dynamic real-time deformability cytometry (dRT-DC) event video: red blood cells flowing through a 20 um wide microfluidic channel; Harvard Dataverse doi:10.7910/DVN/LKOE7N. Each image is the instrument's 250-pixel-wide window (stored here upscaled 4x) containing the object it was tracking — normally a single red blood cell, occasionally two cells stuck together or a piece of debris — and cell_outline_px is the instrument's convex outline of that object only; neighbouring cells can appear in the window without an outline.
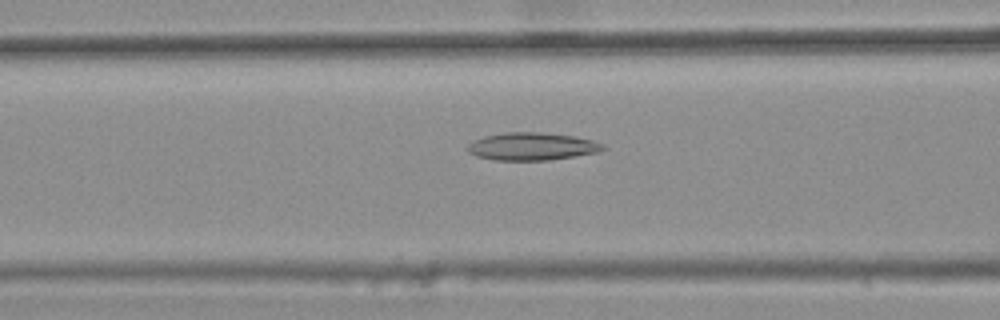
{"species": "common noctule bat (a hibernating species)", "species_latin": "Nyctalus noctula", "temperature_condition": "warm", "stored_images_in_passage": 32, "camera_frame_rate_fps": 3000, "um_per_image_px": 0.085, "animal": {"sex": "female", "body_mass_g": 25.1}, "frame": {"image": 1, "passage_image": 6, "time_ms": 1.667, "image_size_px": [1000, 320], "cell_outline_px": [[608, 148], [596, 152], [548, 160], [496, 160], [476, 156], [468, 152], [464, 148], [472, 140], [484, 136], [504, 132], [540, 132], [576, 136], [592, 140], [604, 144]], "centroid_in_image_um": [45.17, 12.43], "position_along_channel_um": 121.4, "area_um2": 21.96}}
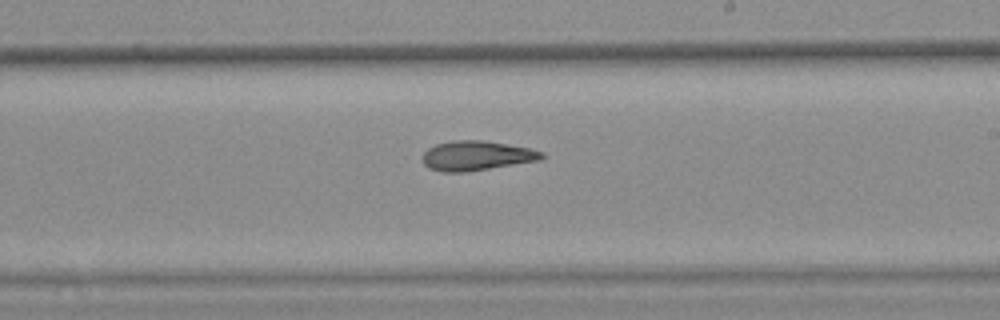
{"frame": {"image": 2, "passage_image": 16, "time_ms": 5.0, "image_size_px": [1000, 320], "cell_outline_px": [[544, 156], [540, 160], [464, 172], [444, 172], [428, 168], [424, 164], [420, 156], [428, 148], [436, 144], [452, 140], [484, 140], [508, 144], [528, 148], [544, 152]], "centroid_in_image_um": [40.46, 13.22], "position_along_channel_um": 248.5, "area_um2": 20.58}}
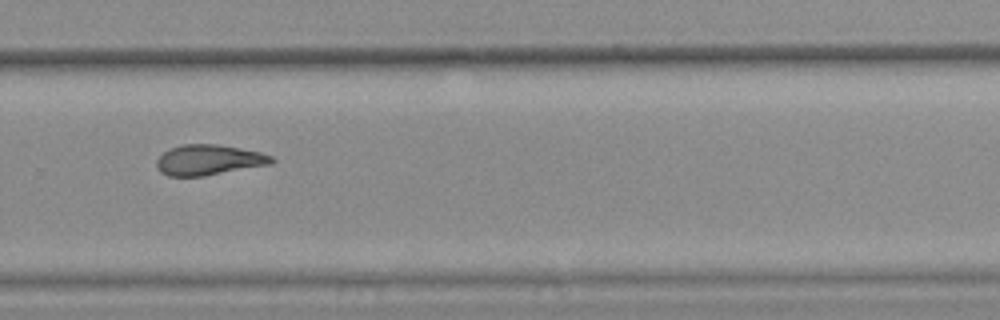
{"frame": {"image": 3, "passage_image": 21, "time_ms": 6.667, "image_size_px": [1000, 320], "cell_outline_px": [[276, 160], [272, 164], [204, 176], [168, 176], [160, 172], [156, 168], [156, 160], [164, 152], [172, 148], [184, 144], [216, 144], [240, 148], [260, 152], [272, 156]], "centroid_in_image_um": [17.75, 13.6], "position_along_channel_um": 312.0, "area_um2": 20.4}, "authors_computed_cell_mechanics": {"area_um2": 20.2878, "velocity_mm_per_s": 3.8196, "shape_relaxation_time_tau1_ms": null, "shape_relaxation_time_tau2_ms": 7.2707, "deformation_change_tau1": null, "deformation_change_tau2": 0.182}}